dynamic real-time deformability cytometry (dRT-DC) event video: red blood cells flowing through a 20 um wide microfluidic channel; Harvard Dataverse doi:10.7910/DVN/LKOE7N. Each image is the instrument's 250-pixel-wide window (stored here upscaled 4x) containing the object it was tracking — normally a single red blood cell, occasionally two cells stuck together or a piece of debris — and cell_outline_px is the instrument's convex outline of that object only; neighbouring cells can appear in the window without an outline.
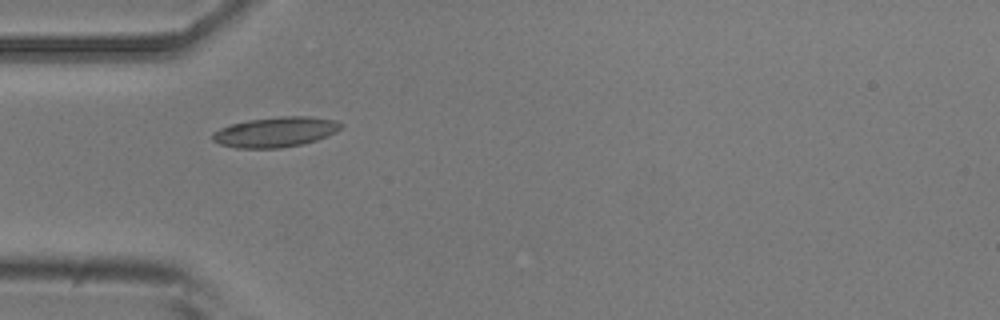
{"species": "common noctule bat (a hibernating species)", "species_latin": "Nyctalus noctula", "temperature_condition": "room temperature", "stored_images_in_passage": 9, "camera_frame_rate_fps": 3000, "um_per_image_px": 0.085, "animal": {"sex": "male", "body_mass_g": 20.5, "forearm_length_mm": 52.5}, "frame": {"image": 1, "passage_image": 1, "time_ms": 0.0, "image_size_px": [1000, 320], "cell_outline_px": [[344, 124], [336, 132], [328, 136], [316, 140], [300, 144], [280, 148], [236, 148], [220, 144], [212, 140], [212, 132], [220, 128], [232, 124], [248, 120], [280, 116], [308, 116], [336, 120]], "centroid_in_image_um": [23.42, 11.21], "position_along_channel_um": 61.6, "area_um2": 22.54}}
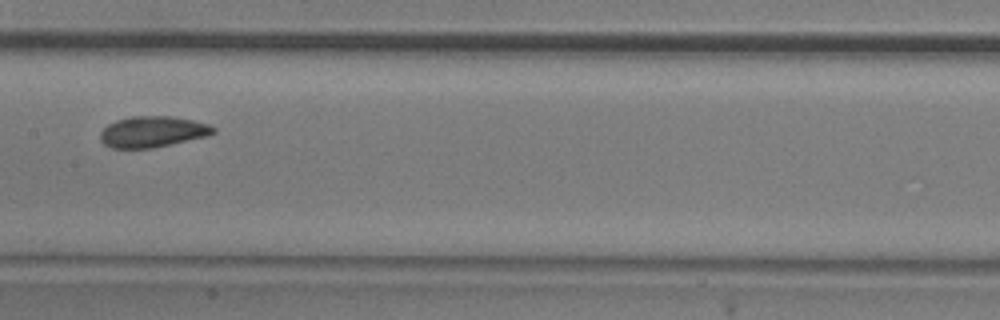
{"frame": {"image": 2, "passage_image": 4, "time_ms": 3.667, "image_size_px": [1000, 320], "cell_outline_px": [[216, 132], [208, 136], [152, 148], [112, 148], [104, 144], [100, 140], [100, 132], [108, 124], [116, 120], [132, 116], [172, 116], [192, 120], [208, 124], [216, 128]], "centroid_in_image_um": [12.97, 11.19], "position_along_channel_um": 194.4, "area_um2": 20.46}}
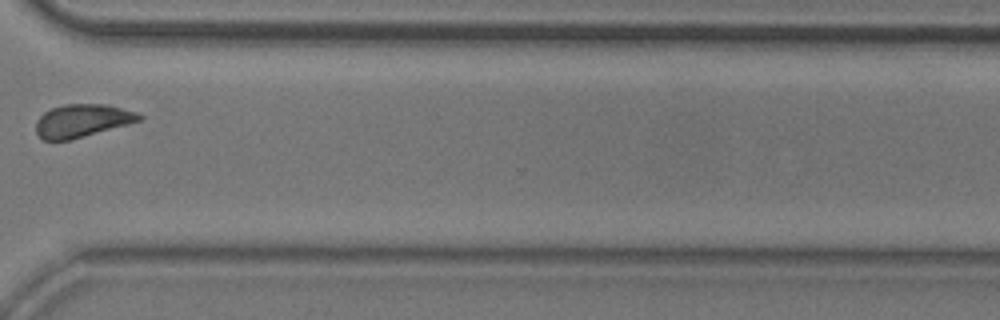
{"frame": {"image": 3, "passage_image": 8, "time_ms": 8.333, "image_size_px": [1000, 320], "cell_outline_px": [[144, 116], [140, 120], [128, 124], [72, 140], [44, 140], [36, 132], [36, 120], [44, 112], [52, 108], [64, 104], [108, 104], [136, 112]], "centroid_in_image_um": [6.98, 10.25], "position_along_channel_um": 363.6, "area_um2": 19.83}}